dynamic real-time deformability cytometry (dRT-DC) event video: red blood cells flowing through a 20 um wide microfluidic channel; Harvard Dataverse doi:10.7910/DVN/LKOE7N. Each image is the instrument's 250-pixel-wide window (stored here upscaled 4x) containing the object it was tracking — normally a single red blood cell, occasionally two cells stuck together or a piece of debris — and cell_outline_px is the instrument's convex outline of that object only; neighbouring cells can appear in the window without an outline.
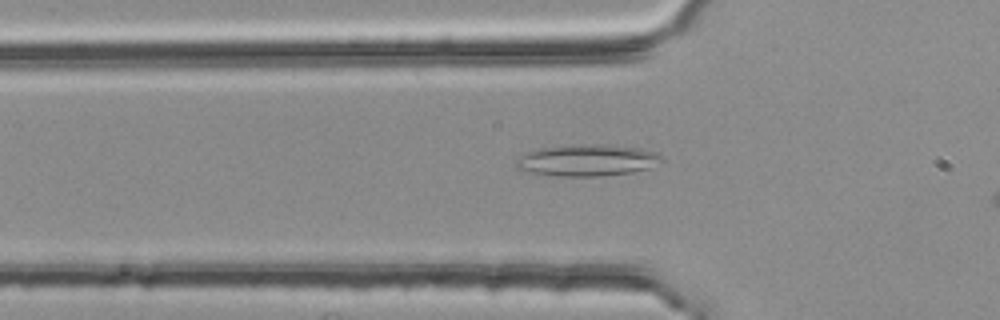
{"species": "common noctule bat (a hibernating species)", "species_latin": "Nyctalus noctula", "temperature_condition": "room temperature", "stored_images_in_passage": 40, "camera_frame_rate_fps": 3000, "um_per_image_px": 0.085, "animal": {"sex": "female", "body_mass_g": 25.1}, "frame": {"image": 1, "passage_image": 11, "time_ms": 3.333, "image_size_px": [1000, 320], "cell_outline_px": [[664, 160], [648, 168], [632, 172], [600, 176], [560, 176], [524, 172], [516, 168], [516, 160], [520, 156], [528, 152], [540, 148], [640, 148], [652, 152], [660, 156]], "centroid_in_image_um": [49.84, 13.71], "position_along_channel_um": 76.0, "area_um2": 24.91}}
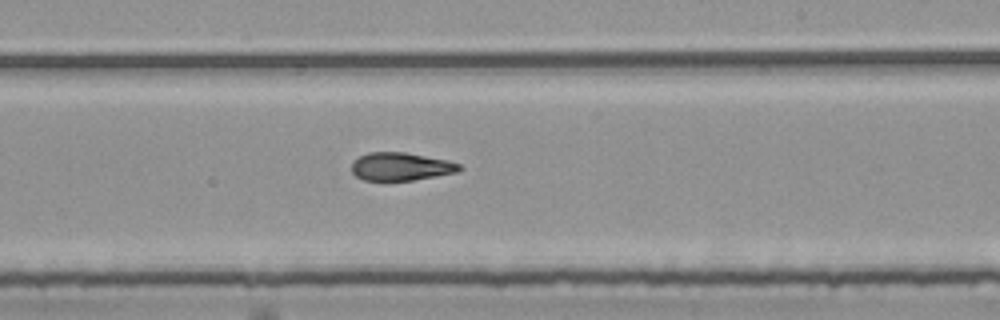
{"frame": {"image": 2, "passage_image": 25, "time_ms": 8.0, "image_size_px": [1000, 320], "cell_outline_px": [[464, 168], [456, 172], [412, 180], [384, 184], [364, 180], [356, 176], [352, 172], [352, 164], [360, 156], [368, 152], [404, 152], [448, 160], [460, 164]], "centroid_in_image_um": [34.04, 14.2], "position_along_channel_um": 255.0, "area_um2": 18.09}}
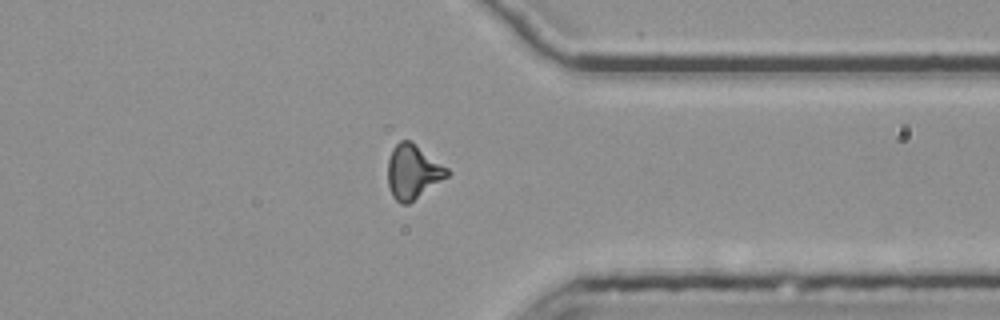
{"frame": {"image": 3, "passage_image": 35, "time_ms": 11.333, "image_size_px": [1000, 320], "cell_outline_px": [[452, 172], [448, 176], [408, 204], [400, 204], [392, 196], [388, 184], [388, 160], [392, 148], [400, 140], [412, 140], [448, 168]], "centroid_in_image_um": [35.1, 14.58], "position_along_channel_um": 376.3, "area_um2": 18.9}, "authors_computed_cell_mechanics": {"area_um2": 18.3804, "velocity_mm_per_s": 3.821, "shape_relaxation_time_tau1_ms": null, "shape_relaxation_time_tau2_ms": 2.6767, "deformation_change_tau1": null, "deformation_change_tau2": 0.0983}}